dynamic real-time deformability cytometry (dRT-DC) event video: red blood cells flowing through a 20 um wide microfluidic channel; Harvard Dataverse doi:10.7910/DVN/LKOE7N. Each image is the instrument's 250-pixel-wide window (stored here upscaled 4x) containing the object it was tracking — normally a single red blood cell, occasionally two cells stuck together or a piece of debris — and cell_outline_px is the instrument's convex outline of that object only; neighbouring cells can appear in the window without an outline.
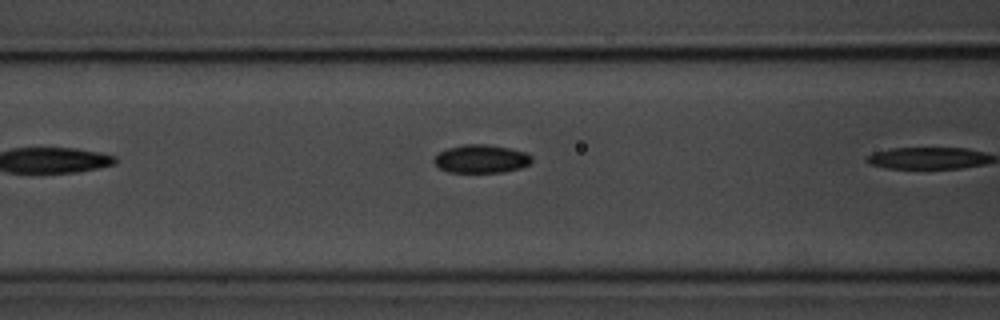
{"species": "common noctule bat (a hibernating species)", "species_latin": "Nyctalus noctula", "temperature_condition": "room temperature", "stored_images_in_passage": 5, "camera_frame_rate_fps": 3000, "um_per_image_px": 0.085, "animal": {"sex": "male", "body_mass_g": 20.1, "forearm_length_mm": 53.5}, "frame": {"image": 1, "passage_image": 4, "time_ms": 3.667, "image_size_px": [1000, 320], "cell_outline_px": [[532, 160], [528, 164], [520, 168], [504, 172], [448, 172], [440, 168], [432, 160], [440, 152], [448, 148], [464, 144], [484, 144], [508, 148], [524, 152], [532, 156]], "centroid_in_image_um": [40.89, 13.5], "position_along_channel_um": 125.7, "area_um2": 15.9}}